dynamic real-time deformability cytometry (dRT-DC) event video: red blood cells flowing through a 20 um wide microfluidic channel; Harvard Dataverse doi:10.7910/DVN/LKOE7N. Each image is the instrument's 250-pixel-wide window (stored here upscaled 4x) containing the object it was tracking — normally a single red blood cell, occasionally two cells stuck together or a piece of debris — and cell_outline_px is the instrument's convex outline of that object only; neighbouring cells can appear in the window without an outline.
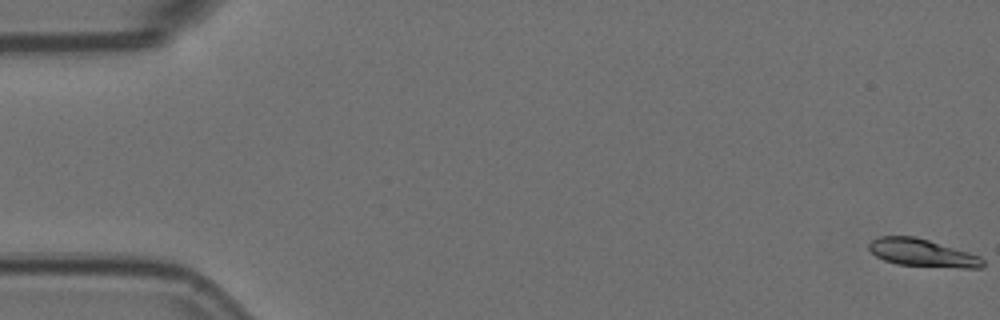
{"species": "Egyptian fruit bat (a non-hibernating species)", "species_latin": "Rousettus aegyptiacus", "temperature_condition": "room temperature", "stored_images_in_passage": 57, "camera_frame_rate_fps": 3000, "um_per_image_px": 0.085, "animal": {"sex": "female"}, "frame": {"image": 1, "passage_image": 1, "time_ms": 0.0, "image_size_px": [1000, 320], "cell_outline_px": [[984, 264], [980, 268], [960, 268], [896, 264], [884, 260], [876, 256], [868, 248], [868, 244], [872, 240], [880, 236], [916, 236], [968, 252], [980, 256], [984, 260]], "centroid_in_image_um": [78.39, 21.49], "position_along_channel_um": 6.6, "area_um2": 18.32}}
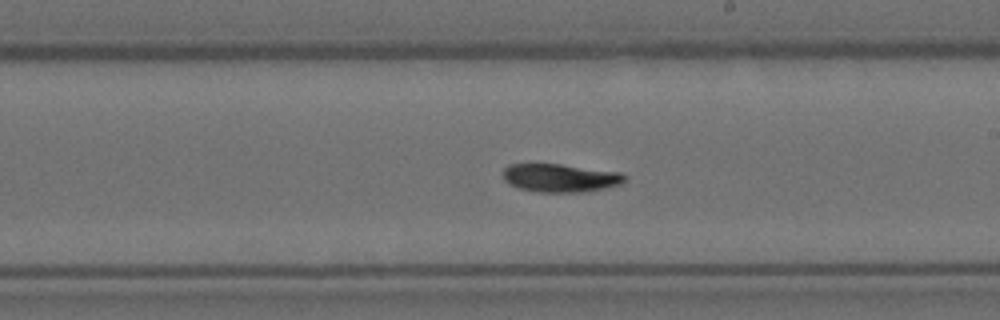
{"frame": {"image": 2, "passage_image": 33, "time_ms": 10.667, "image_size_px": [1000, 320], "cell_outline_px": [[628, 176], [620, 184], [604, 188], [584, 192], [540, 192], [516, 188], [508, 184], [504, 180], [504, 168], [508, 164], [560, 164], [620, 172]], "centroid_in_image_um": [47.6, 15.12], "position_along_channel_um": 241.4, "area_um2": 20.06}}
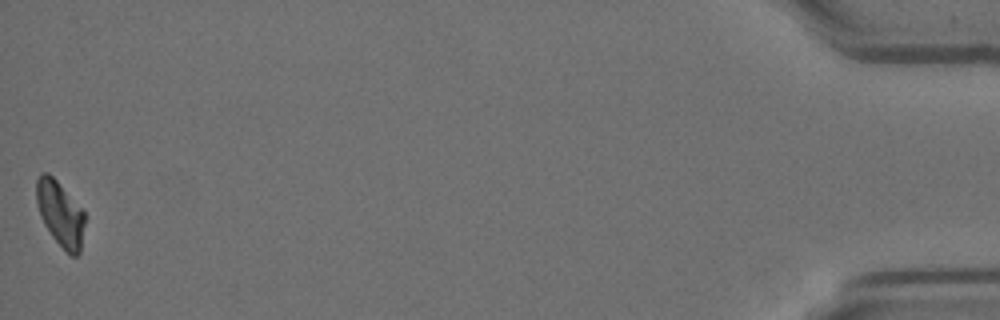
{"frame": {"image": 3, "passage_image": 57, "time_ms": 18.667, "image_size_px": [1000, 320], "cell_outline_px": [[84, 224], [80, 252], [76, 256], [72, 256], [52, 236], [44, 224], [40, 216], [36, 204], [36, 180], [40, 172], [48, 172], [56, 180], [84, 212]], "centroid_in_image_um": [5.08, 18.13], "position_along_channel_um": 430.1, "area_um2": 18.03}, "authors_computed_cell_mechanics": {"area_um2": 19.4208, "velocity_mm_per_s": 3.5961, "shape_relaxation_time_tau1_ms": 5.286, "shape_relaxation_time_tau2_ms": null, "deformation_change_tau1": 0.1596, "deformation_change_tau2": null}}